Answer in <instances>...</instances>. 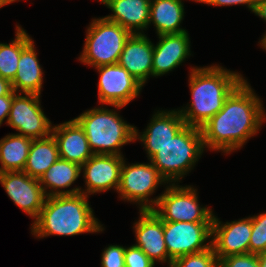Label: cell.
Segmentation results:
<instances>
[{"label": "cell", "mask_w": 266, "mask_h": 267, "mask_svg": "<svg viewBox=\"0 0 266 267\" xmlns=\"http://www.w3.org/2000/svg\"><path fill=\"white\" fill-rule=\"evenodd\" d=\"M261 100L244 79L225 99L222 109L200 129L204 148L232 152L254 134L265 120Z\"/></svg>", "instance_id": "6da1fadb"}, {"label": "cell", "mask_w": 266, "mask_h": 267, "mask_svg": "<svg viewBox=\"0 0 266 267\" xmlns=\"http://www.w3.org/2000/svg\"><path fill=\"white\" fill-rule=\"evenodd\" d=\"M190 72V107L178 110L186 125L201 128L223 107L225 99L244 80L242 75L223 67L192 68Z\"/></svg>", "instance_id": "7a4b0ae2"}, {"label": "cell", "mask_w": 266, "mask_h": 267, "mask_svg": "<svg viewBox=\"0 0 266 267\" xmlns=\"http://www.w3.org/2000/svg\"><path fill=\"white\" fill-rule=\"evenodd\" d=\"M87 197L83 193L46 197L43 208L32 225L33 235L42 238L103 231L104 228L93 215Z\"/></svg>", "instance_id": "3957f363"}, {"label": "cell", "mask_w": 266, "mask_h": 267, "mask_svg": "<svg viewBox=\"0 0 266 267\" xmlns=\"http://www.w3.org/2000/svg\"><path fill=\"white\" fill-rule=\"evenodd\" d=\"M75 120L84 130L94 154L121 155L120 147L135 141V127L127 124L112 110L94 108Z\"/></svg>", "instance_id": "277c9868"}, {"label": "cell", "mask_w": 266, "mask_h": 267, "mask_svg": "<svg viewBox=\"0 0 266 267\" xmlns=\"http://www.w3.org/2000/svg\"><path fill=\"white\" fill-rule=\"evenodd\" d=\"M204 150L200 128L185 125L169 142L150 158L166 182H178L193 169Z\"/></svg>", "instance_id": "5b68a950"}, {"label": "cell", "mask_w": 266, "mask_h": 267, "mask_svg": "<svg viewBox=\"0 0 266 267\" xmlns=\"http://www.w3.org/2000/svg\"><path fill=\"white\" fill-rule=\"evenodd\" d=\"M92 21L87 29L84 49L79 60L93 67L117 64L132 33L105 17Z\"/></svg>", "instance_id": "8992f818"}, {"label": "cell", "mask_w": 266, "mask_h": 267, "mask_svg": "<svg viewBox=\"0 0 266 267\" xmlns=\"http://www.w3.org/2000/svg\"><path fill=\"white\" fill-rule=\"evenodd\" d=\"M158 198V209L152 211L163 222H213L212 210L199 206L196 189L191 186L182 187L173 183Z\"/></svg>", "instance_id": "52a82bcc"}, {"label": "cell", "mask_w": 266, "mask_h": 267, "mask_svg": "<svg viewBox=\"0 0 266 267\" xmlns=\"http://www.w3.org/2000/svg\"><path fill=\"white\" fill-rule=\"evenodd\" d=\"M166 183L157 168L152 164H131L125 165L123 161L120 184L117 192L122 199L140 204V211L153 210L159 198L148 200L159 184ZM151 204H149V203ZM153 204V205H152Z\"/></svg>", "instance_id": "ba28073f"}, {"label": "cell", "mask_w": 266, "mask_h": 267, "mask_svg": "<svg viewBox=\"0 0 266 267\" xmlns=\"http://www.w3.org/2000/svg\"><path fill=\"white\" fill-rule=\"evenodd\" d=\"M22 92L13 93L11 109L7 124L18 130L19 135L31 139H41L52 134L50 120L45 116L40 107V95Z\"/></svg>", "instance_id": "9c48e42d"}, {"label": "cell", "mask_w": 266, "mask_h": 267, "mask_svg": "<svg viewBox=\"0 0 266 267\" xmlns=\"http://www.w3.org/2000/svg\"><path fill=\"white\" fill-rule=\"evenodd\" d=\"M163 232L168 257L172 261L212 246V241L204 244L212 236V223L163 222Z\"/></svg>", "instance_id": "30bf717a"}, {"label": "cell", "mask_w": 266, "mask_h": 267, "mask_svg": "<svg viewBox=\"0 0 266 267\" xmlns=\"http://www.w3.org/2000/svg\"><path fill=\"white\" fill-rule=\"evenodd\" d=\"M95 68L100 73V103L122 108L139 95L143 84L118 63Z\"/></svg>", "instance_id": "8fae6325"}, {"label": "cell", "mask_w": 266, "mask_h": 267, "mask_svg": "<svg viewBox=\"0 0 266 267\" xmlns=\"http://www.w3.org/2000/svg\"><path fill=\"white\" fill-rule=\"evenodd\" d=\"M0 183L14 204L32 218L38 217L46 199L39 179L23 171L2 172Z\"/></svg>", "instance_id": "7c38bea8"}, {"label": "cell", "mask_w": 266, "mask_h": 267, "mask_svg": "<svg viewBox=\"0 0 266 267\" xmlns=\"http://www.w3.org/2000/svg\"><path fill=\"white\" fill-rule=\"evenodd\" d=\"M251 233L252 217L221 224L213 215L211 241L218 261L226 256L249 253Z\"/></svg>", "instance_id": "4fadbf2b"}, {"label": "cell", "mask_w": 266, "mask_h": 267, "mask_svg": "<svg viewBox=\"0 0 266 267\" xmlns=\"http://www.w3.org/2000/svg\"><path fill=\"white\" fill-rule=\"evenodd\" d=\"M124 158L120 155L93 154L82 166L88 196L114 188L118 190Z\"/></svg>", "instance_id": "5bb4252c"}, {"label": "cell", "mask_w": 266, "mask_h": 267, "mask_svg": "<svg viewBox=\"0 0 266 267\" xmlns=\"http://www.w3.org/2000/svg\"><path fill=\"white\" fill-rule=\"evenodd\" d=\"M140 219L135 222V236L139 247L154 263L166 262L169 267L172 260L168 257L164 240L163 221L152 211H140Z\"/></svg>", "instance_id": "9a60e30c"}, {"label": "cell", "mask_w": 266, "mask_h": 267, "mask_svg": "<svg viewBox=\"0 0 266 267\" xmlns=\"http://www.w3.org/2000/svg\"><path fill=\"white\" fill-rule=\"evenodd\" d=\"M154 45L145 34H132L125 43L118 64L143 85L152 75Z\"/></svg>", "instance_id": "2e32d148"}, {"label": "cell", "mask_w": 266, "mask_h": 267, "mask_svg": "<svg viewBox=\"0 0 266 267\" xmlns=\"http://www.w3.org/2000/svg\"><path fill=\"white\" fill-rule=\"evenodd\" d=\"M52 135L62 159L82 166L94 154L84 130L75 119L53 126Z\"/></svg>", "instance_id": "e0dca14e"}, {"label": "cell", "mask_w": 266, "mask_h": 267, "mask_svg": "<svg viewBox=\"0 0 266 267\" xmlns=\"http://www.w3.org/2000/svg\"><path fill=\"white\" fill-rule=\"evenodd\" d=\"M188 33L158 35L153 51L152 76H161L178 67L190 54Z\"/></svg>", "instance_id": "ac0fdd59"}, {"label": "cell", "mask_w": 266, "mask_h": 267, "mask_svg": "<svg viewBox=\"0 0 266 267\" xmlns=\"http://www.w3.org/2000/svg\"><path fill=\"white\" fill-rule=\"evenodd\" d=\"M185 125L179 111H158L153 115L151 123L142 135L139 136L135 128L134 139H140L144 143L150 159L160 146L169 142Z\"/></svg>", "instance_id": "d6986e66"}, {"label": "cell", "mask_w": 266, "mask_h": 267, "mask_svg": "<svg viewBox=\"0 0 266 267\" xmlns=\"http://www.w3.org/2000/svg\"><path fill=\"white\" fill-rule=\"evenodd\" d=\"M113 11V15L105 18L116 22L132 34L148 27L150 20L151 0H98Z\"/></svg>", "instance_id": "ffe728a7"}, {"label": "cell", "mask_w": 266, "mask_h": 267, "mask_svg": "<svg viewBox=\"0 0 266 267\" xmlns=\"http://www.w3.org/2000/svg\"><path fill=\"white\" fill-rule=\"evenodd\" d=\"M33 42L31 40L21 52L17 73L11 81L14 92L20 89L23 93L41 94L43 73Z\"/></svg>", "instance_id": "44dd1931"}, {"label": "cell", "mask_w": 266, "mask_h": 267, "mask_svg": "<svg viewBox=\"0 0 266 267\" xmlns=\"http://www.w3.org/2000/svg\"><path fill=\"white\" fill-rule=\"evenodd\" d=\"M81 170L82 169L79 164L59 158L39 179L40 185L42 186L46 197L81 193V189L78 187L66 191H60L59 189L68 188L72 183H74V181L80 176ZM46 188H52L50 189L52 192L50 191L47 193Z\"/></svg>", "instance_id": "7402d4cb"}, {"label": "cell", "mask_w": 266, "mask_h": 267, "mask_svg": "<svg viewBox=\"0 0 266 267\" xmlns=\"http://www.w3.org/2000/svg\"><path fill=\"white\" fill-rule=\"evenodd\" d=\"M183 7L182 0H151L149 24L155 25L158 35L186 32L179 28L184 16Z\"/></svg>", "instance_id": "603a6c76"}, {"label": "cell", "mask_w": 266, "mask_h": 267, "mask_svg": "<svg viewBox=\"0 0 266 267\" xmlns=\"http://www.w3.org/2000/svg\"><path fill=\"white\" fill-rule=\"evenodd\" d=\"M59 158L57 142L52 134L45 138L32 139L23 172L30 177L40 179Z\"/></svg>", "instance_id": "cb8c5ba5"}, {"label": "cell", "mask_w": 266, "mask_h": 267, "mask_svg": "<svg viewBox=\"0 0 266 267\" xmlns=\"http://www.w3.org/2000/svg\"><path fill=\"white\" fill-rule=\"evenodd\" d=\"M32 139L19 134H9L0 140V173L23 171Z\"/></svg>", "instance_id": "d4e9b609"}, {"label": "cell", "mask_w": 266, "mask_h": 267, "mask_svg": "<svg viewBox=\"0 0 266 267\" xmlns=\"http://www.w3.org/2000/svg\"><path fill=\"white\" fill-rule=\"evenodd\" d=\"M12 43H0V76L10 82L14 79L23 48L32 40L20 26L16 28Z\"/></svg>", "instance_id": "484cf974"}, {"label": "cell", "mask_w": 266, "mask_h": 267, "mask_svg": "<svg viewBox=\"0 0 266 267\" xmlns=\"http://www.w3.org/2000/svg\"><path fill=\"white\" fill-rule=\"evenodd\" d=\"M170 267H219V261L211 246L202 252L181 256Z\"/></svg>", "instance_id": "4316f807"}, {"label": "cell", "mask_w": 266, "mask_h": 267, "mask_svg": "<svg viewBox=\"0 0 266 267\" xmlns=\"http://www.w3.org/2000/svg\"><path fill=\"white\" fill-rule=\"evenodd\" d=\"M266 251V213L252 217V233L249 253L260 254Z\"/></svg>", "instance_id": "83f0119b"}, {"label": "cell", "mask_w": 266, "mask_h": 267, "mask_svg": "<svg viewBox=\"0 0 266 267\" xmlns=\"http://www.w3.org/2000/svg\"><path fill=\"white\" fill-rule=\"evenodd\" d=\"M125 267H154L155 263L139 248L134 245L125 248Z\"/></svg>", "instance_id": "f1b7e54d"}, {"label": "cell", "mask_w": 266, "mask_h": 267, "mask_svg": "<svg viewBox=\"0 0 266 267\" xmlns=\"http://www.w3.org/2000/svg\"><path fill=\"white\" fill-rule=\"evenodd\" d=\"M219 267H260L256 254L244 253L223 257Z\"/></svg>", "instance_id": "f546056e"}, {"label": "cell", "mask_w": 266, "mask_h": 267, "mask_svg": "<svg viewBox=\"0 0 266 267\" xmlns=\"http://www.w3.org/2000/svg\"><path fill=\"white\" fill-rule=\"evenodd\" d=\"M124 253L125 247L108 246L102 254L101 267H125Z\"/></svg>", "instance_id": "4dcf8cb0"}, {"label": "cell", "mask_w": 266, "mask_h": 267, "mask_svg": "<svg viewBox=\"0 0 266 267\" xmlns=\"http://www.w3.org/2000/svg\"><path fill=\"white\" fill-rule=\"evenodd\" d=\"M258 0H207L205 4L214 6H224V5H237V4H247L248 8L254 12Z\"/></svg>", "instance_id": "1f68e13d"}, {"label": "cell", "mask_w": 266, "mask_h": 267, "mask_svg": "<svg viewBox=\"0 0 266 267\" xmlns=\"http://www.w3.org/2000/svg\"><path fill=\"white\" fill-rule=\"evenodd\" d=\"M12 99L13 95L0 96V126L5 117L9 116Z\"/></svg>", "instance_id": "d6a6232c"}, {"label": "cell", "mask_w": 266, "mask_h": 267, "mask_svg": "<svg viewBox=\"0 0 266 267\" xmlns=\"http://www.w3.org/2000/svg\"><path fill=\"white\" fill-rule=\"evenodd\" d=\"M13 93L11 82L0 76V96L13 95Z\"/></svg>", "instance_id": "836d02e7"}, {"label": "cell", "mask_w": 266, "mask_h": 267, "mask_svg": "<svg viewBox=\"0 0 266 267\" xmlns=\"http://www.w3.org/2000/svg\"><path fill=\"white\" fill-rule=\"evenodd\" d=\"M253 13L266 21V0H258Z\"/></svg>", "instance_id": "e575fe53"}, {"label": "cell", "mask_w": 266, "mask_h": 267, "mask_svg": "<svg viewBox=\"0 0 266 267\" xmlns=\"http://www.w3.org/2000/svg\"><path fill=\"white\" fill-rule=\"evenodd\" d=\"M260 267H266V251L257 255Z\"/></svg>", "instance_id": "d590c367"}, {"label": "cell", "mask_w": 266, "mask_h": 267, "mask_svg": "<svg viewBox=\"0 0 266 267\" xmlns=\"http://www.w3.org/2000/svg\"><path fill=\"white\" fill-rule=\"evenodd\" d=\"M260 45L266 50V34L263 36Z\"/></svg>", "instance_id": "8d00e7d4"}, {"label": "cell", "mask_w": 266, "mask_h": 267, "mask_svg": "<svg viewBox=\"0 0 266 267\" xmlns=\"http://www.w3.org/2000/svg\"><path fill=\"white\" fill-rule=\"evenodd\" d=\"M6 4H10V3H12V2H14V1H16V0H3Z\"/></svg>", "instance_id": "74e56055"}, {"label": "cell", "mask_w": 266, "mask_h": 267, "mask_svg": "<svg viewBox=\"0 0 266 267\" xmlns=\"http://www.w3.org/2000/svg\"><path fill=\"white\" fill-rule=\"evenodd\" d=\"M6 5V3L3 0H0V8Z\"/></svg>", "instance_id": "f35d334b"}, {"label": "cell", "mask_w": 266, "mask_h": 267, "mask_svg": "<svg viewBox=\"0 0 266 267\" xmlns=\"http://www.w3.org/2000/svg\"><path fill=\"white\" fill-rule=\"evenodd\" d=\"M196 2H201V3H205L207 0H194Z\"/></svg>", "instance_id": "ab89813d"}]
</instances>
